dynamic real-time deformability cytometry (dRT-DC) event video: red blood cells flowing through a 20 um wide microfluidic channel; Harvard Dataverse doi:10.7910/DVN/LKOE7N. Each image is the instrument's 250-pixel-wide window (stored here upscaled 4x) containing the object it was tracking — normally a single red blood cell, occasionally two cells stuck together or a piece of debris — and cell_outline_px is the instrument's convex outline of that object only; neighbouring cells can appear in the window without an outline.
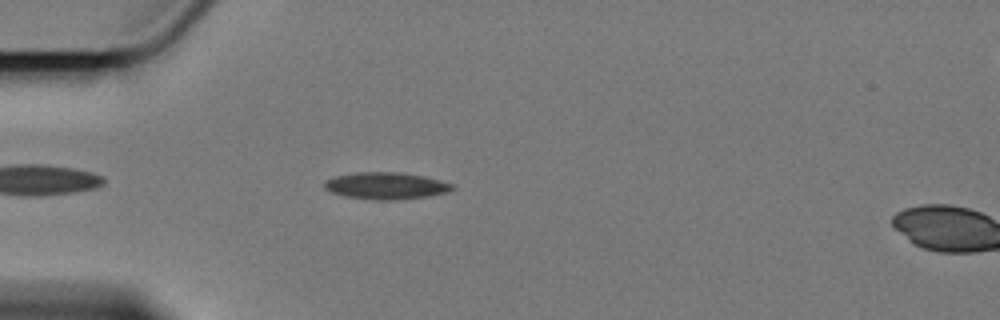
{"species": "Egyptian fruit bat (a non-hibernating species)", "species_latin": "Rousettus aegyptiacus", "temperature_condition": "cold", "stored_images_in_passage": 7, "camera_frame_rate_fps": 3000, "um_per_image_px": 0.085, "animal": {"sex": "female"}, "frame": {"image": 1, "passage_image": 5, "time_ms": 1.333, "image_size_px": [1000, 320], "cell_outline_px": [[456, 188], [448, 192], [428, 196], [396, 200], [376, 200], [344, 196], [332, 192], [324, 188], [324, 180], [336, 176], [356, 172], [400, 172], [424, 176], [440, 180], [452, 184]], "centroid_in_image_um": [32.81, 15.79], "position_along_channel_um": 52.2, "area_um2": 20.11}}